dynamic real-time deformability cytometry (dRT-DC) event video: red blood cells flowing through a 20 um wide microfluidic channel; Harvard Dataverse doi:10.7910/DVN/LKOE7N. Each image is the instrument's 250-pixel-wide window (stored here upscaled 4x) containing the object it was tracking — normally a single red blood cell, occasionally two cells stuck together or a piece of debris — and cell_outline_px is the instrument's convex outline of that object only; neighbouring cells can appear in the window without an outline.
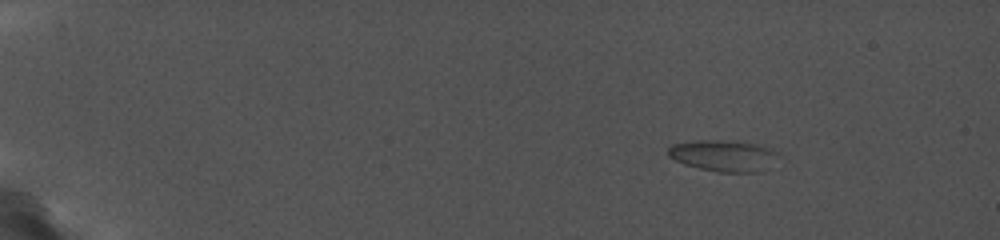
{"species": "common noctule bat (a hibernating species)", "species_latin": "Nyctalus noctula", "temperature_condition": "cold", "stored_images_in_passage": 36, "camera_frame_rate_fps": 5000, "um_per_image_px": 0.085, "animal": {"sex": "female", "body_mass_g": 19.0, "forearm_length_mm": 56.7}, "frame": {"image": 1, "passage_image": 1, "time_ms": 0.0, "image_size_px": [1000, 240], "cell_outline_px": [[772, 152], [760, 172], [720, 172], [700, 168], [684, 164], [668, 156], [668, 148], [672, 144], [696, 140], [704, 140], [752, 144], [764, 148]], "centroid_in_image_um": [61.24, 13.24], "position_along_channel_um": 23.8, "area_um2": 18.5}}
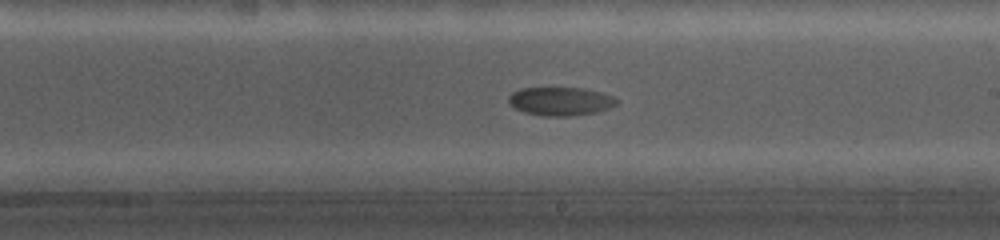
{"frame": {"image": 2, "passage_image": 22, "time_ms": 10.2, "image_size_px": [1000, 240], "cell_outline_px": [[616, 104], [608, 108], [596, 112], [568, 116], [540, 116], [524, 112], [508, 104], [508, 96], [512, 92], [524, 88], [580, 88], [612, 96], [616, 100]], "centroid_in_image_um": [47.56, 8.62], "position_along_channel_um": 241.4, "area_um2": 17.63}}
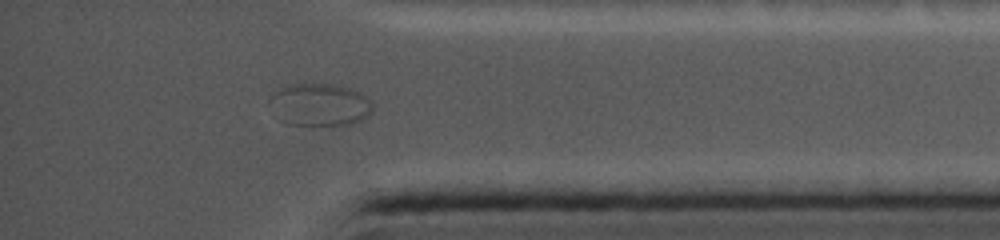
{"frame": {"image": 3, "passage_image": 32, "time_ms": 15.0, "image_size_px": [1000, 240], "cell_outline_px": [[372, 112], [368, 116], [352, 124], [288, 124], [280, 120], [268, 100], [276, 92], [284, 88], [296, 84], [332, 84], [348, 88], [360, 92], [372, 100]], "centroid_in_image_um": [27.23, 8.9], "position_along_channel_um": 408.0, "area_um2": 24.97}}